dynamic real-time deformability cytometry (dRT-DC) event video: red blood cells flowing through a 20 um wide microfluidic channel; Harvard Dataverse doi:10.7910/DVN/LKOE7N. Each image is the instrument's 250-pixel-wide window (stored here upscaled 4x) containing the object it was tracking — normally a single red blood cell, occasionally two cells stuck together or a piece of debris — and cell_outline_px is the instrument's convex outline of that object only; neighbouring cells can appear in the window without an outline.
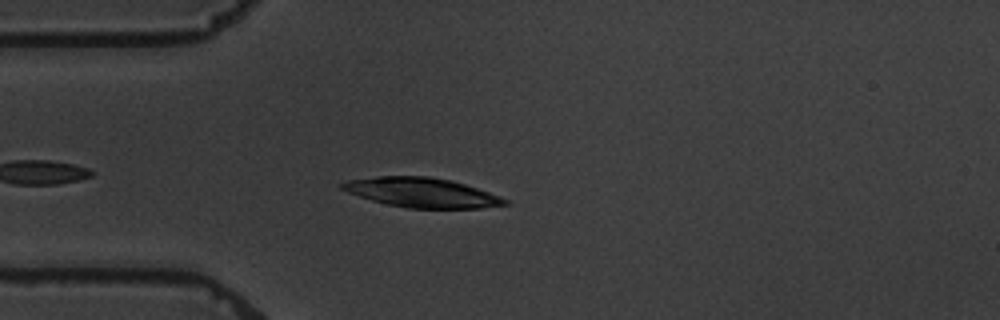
{"species": "common noctule bat (a hibernating species)", "species_latin": "Nyctalus noctula", "temperature_condition": "warm", "stored_images_in_passage": 8, "camera_frame_rate_fps": 3000, "um_per_image_px": 0.085, "animal": {"sex": "male", "body_mass_g": 19.5, "forearm_length_mm": 54.6}, "frame": {"image": 1, "passage_image": 4, "time_ms": 4.333, "image_size_px": [1000, 320], "cell_outline_px": [[512, 204], [480, 208], [408, 208], [388, 204], [372, 200], [348, 192], [340, 188], [340, 184], [348, 180], [376, 176], [428, 176], [452, 180], [500, 196], [508, 200]], "centroid_in_image_um": [35.87, 16.36], "position_along_channel_um": 49.1, "area_um2": 27.92}}
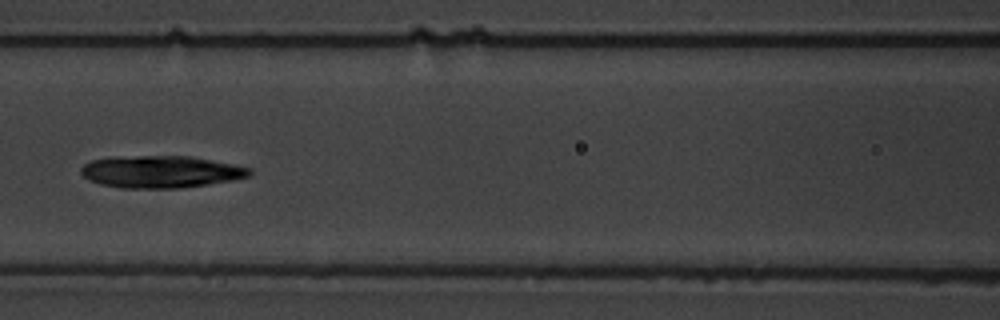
{"frame": {"image": 2, "passage_image": 7, "time_ms": 7.667, "image_size_px": [1000, 320], "cell_outline_px": [[252, 172], [248, 176], [232, 180], [208, 184], [180, 188], [120, 188], [100, 184], [88, 180], [80, 172], [80, 168], [84, 164], [92, 160], [108, 156], [192, 156], [252, 168]], "centroid_in_image_um": [13.62, 14.59], "position_along_channel_um": 153.0, "area_um2": 31.79}}